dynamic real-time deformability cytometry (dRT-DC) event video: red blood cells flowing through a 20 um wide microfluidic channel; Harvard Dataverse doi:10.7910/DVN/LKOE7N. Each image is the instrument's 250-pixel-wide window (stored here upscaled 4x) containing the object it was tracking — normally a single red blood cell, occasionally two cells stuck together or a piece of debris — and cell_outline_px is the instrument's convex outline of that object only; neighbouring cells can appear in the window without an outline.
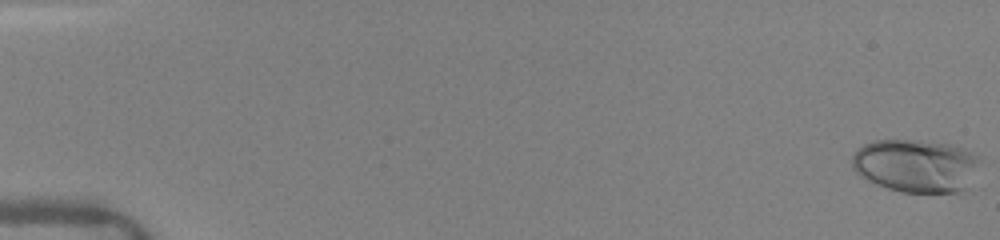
{"species": "human", "species_latin": "Homo sapiens", "temperature_condition": "warm", "stored_images_in_passage": 29, "camera_frame_rate_fps": 3000, "um_per_image_px": 0.085, "donor": {"sex": "female"}, "frame": {"image": 1, "passage_image": 1, "time_ms": 0.0, "image_size_px": [1000, 240], "cell_outline_px": [[980, 160], [964, 188], [956, 192], [900, 192], [876, 184], [860, 176], [852, 168], [852, 156], [864, 144], [876, 140], [916, 140], [948, 144], [972, 152], [980, 156]], "centroid_in_image_um": [77.8, 14.07], "position_along_channel_um": 7.2, "area_um2": 38.96}}
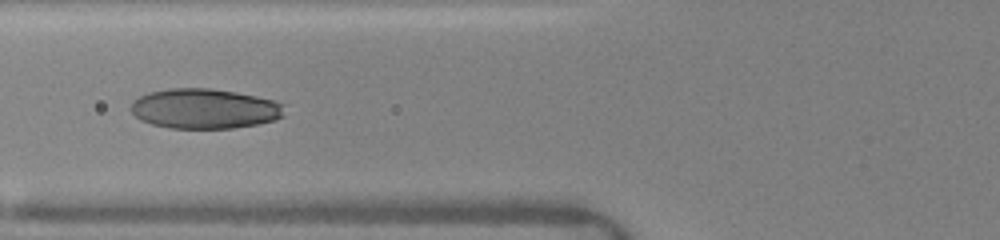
{"frame": {"image": 2, "passage_image": 21, "time_ms": 6.667, "image_size_px": [1000, 240], "cell_outline_px": [[284, 116], [276, 120], [256, 124], [232, 128], [168, 128], [152, 124], [140, 120], [132, 112], [132, 104], [140, 96], [148, 92], [168, 88], [212, 88], [236, 92], [256, 96], [272, 100], [284, 104]], "centroid_in_image_um": [17.4, 9.23], "position_along_channel_um": 108.4, "area_um2": 35.78}}
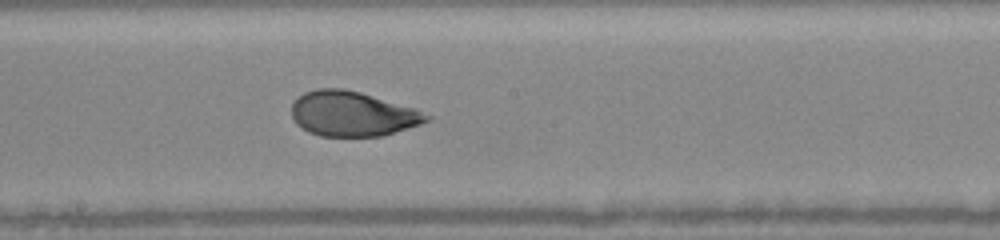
{"frame": {"image": 3, "passage_image": 29, "time_ms": 9.333, "image_size_px": [1000, 240], "cell_outline_px": [[432, 120], [384, 136], [320, 136], [308, 132], [300, 128], [296, 124], [292, 116], [292, 104], [304, 92], [316, 88], [344, 88], [360, 92], [416, 108], [432, 116]], "centroid_in_image_um": [29.98, 9.68], "position_along_channel_um": 218.2, "area_um2": 35.6}}